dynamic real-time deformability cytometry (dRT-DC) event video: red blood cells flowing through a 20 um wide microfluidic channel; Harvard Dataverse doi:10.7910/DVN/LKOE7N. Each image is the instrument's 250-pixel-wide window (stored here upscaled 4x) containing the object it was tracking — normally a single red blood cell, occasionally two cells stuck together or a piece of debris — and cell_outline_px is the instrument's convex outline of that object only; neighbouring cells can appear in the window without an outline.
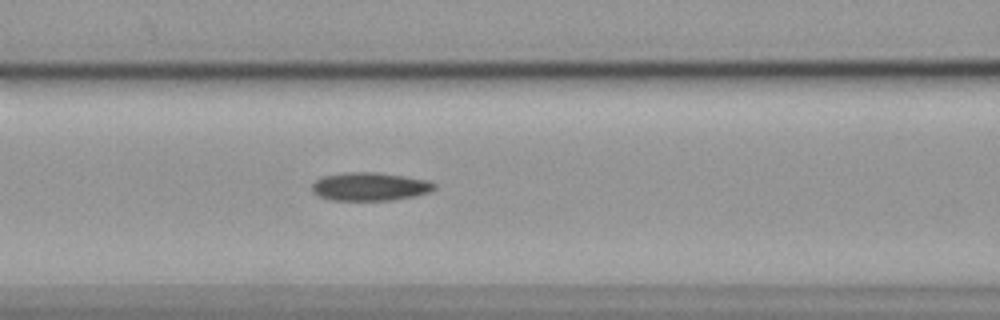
{"species": "common noctule bat (a hibernating species)", "species_latin": "Nyctalus noctula", "temperature_condition": "cold", "stored_images_in_passage": 51, "camera_frame_rate_fps": 3000, "um_per_image_px": 0.085, "animal": {"sex": "female", "body_mass_g": 19.9}, "frame": {"image": 1, "passage_image": 22, "time_ms": 7.0, "image_size_px": [1000, 320], "cell_outline_px": [[436, 188], [428, 192], [416, 196], [392, 200], [332, 200], [320, 196], [312, 192], [312, 184], [320, 176], [344, 172], [376, 172], [404, 176], [428, 180], [436, 184]], "centroid_in_image_um": [31.43, 15.85], "position_along_channel_um": 135.2, "area_um2": 20.29}}
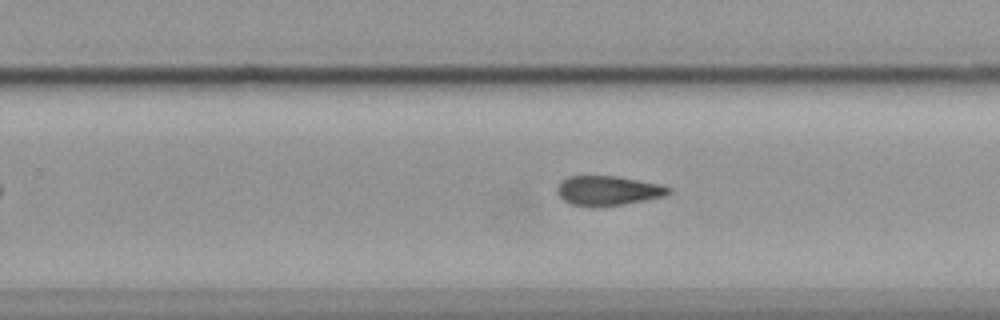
{"frame": {"image": 2, "passage_image": 34, "time_ms": 11.0, "image_size_px": [1000, 320], "cell_outline_px": [[672, 192], [668, 196], [624, 204], [600, 208], [592, 208], [572, 204], [564, 200], [556, 192], [556, 188], [568, 176], [616, 176], [660, 184], [672, 188]], "centroid_in_image_um": [51.72, 16.23], "position_along_channel_um": 278.1, "area_um2": 19.54}}
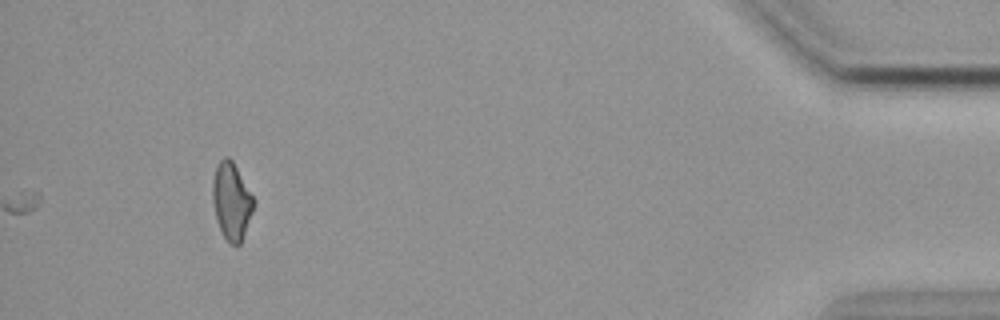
{"frame": {"image": 3, "passage_image": 51, "time_ms": 16.667, "image_size_px": [1000, 320], "cell_outline_px": [[252, 212], [240, 244], [232, 244], [224, 236], [220, 228], [216, 216], [212, 200], [212, 180], [216, 164], [224, 156], [228, 156], [232, 160], [252, 196]], "centroid_in_image_um": [19.63, 17.04], "position_along_channel_um": 415.6, "area_um2": 17.86}}